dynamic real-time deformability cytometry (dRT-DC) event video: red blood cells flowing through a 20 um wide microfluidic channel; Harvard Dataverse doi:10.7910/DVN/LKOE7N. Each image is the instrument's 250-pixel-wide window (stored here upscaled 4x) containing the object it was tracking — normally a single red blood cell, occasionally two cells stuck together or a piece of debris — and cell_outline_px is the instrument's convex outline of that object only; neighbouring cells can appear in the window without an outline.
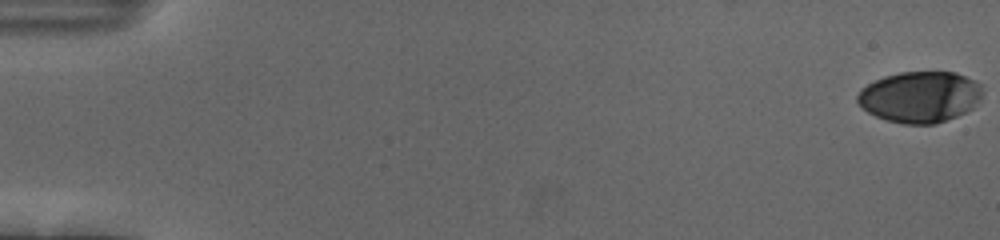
{"species": "human", "species_latin": "Homo sapiens", "temperature_condition": "cold", "stored_images_in_passage": 18, "camera_frame_rate_fps": 3000, "um_per_image_px": 0.085, "donor": {"sex": "female"}, "frame": {"image": 1, "passage_image": 1, "time_ms": 0.0, "image_size_px": [1000, 240], "cell_outline_px": [[984, 92], [980, 100], [972, 108], [956, 116], [936, 124], [904, 124], [888, 120], [876, 116], [868, 112], [856, 100], [856, 96], [860, 88], [884, 76], [900, 72], [956, 72], [980, 84]], "centroid_in_image_um": [78.2, 8.23], "position_along_channel_um": 6.8, "area_um2": 37.22}}
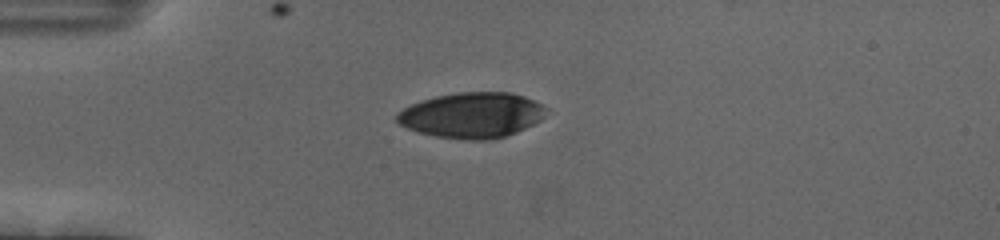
{"frame": {"image": 2, "passage_image": 16, "time_ms": 5.0, "image_size_px": [1000, 240], "cell_outline_px": [[548, 108], [544, 116], [540, 120], [516, 132], [504, 136], [488, 140], [468, 140], [436, 136], [420, 132], [408, 128], [400, 124], [396, 120], [396, 116], [404, 108], [412, 104], [436, 96], [460, 92], [512, 92], [524, 96]], "centroid_in_image_um": [40.14, 9.78], "position_along_channel_um": 44.9, "area_um2": 39.13}}